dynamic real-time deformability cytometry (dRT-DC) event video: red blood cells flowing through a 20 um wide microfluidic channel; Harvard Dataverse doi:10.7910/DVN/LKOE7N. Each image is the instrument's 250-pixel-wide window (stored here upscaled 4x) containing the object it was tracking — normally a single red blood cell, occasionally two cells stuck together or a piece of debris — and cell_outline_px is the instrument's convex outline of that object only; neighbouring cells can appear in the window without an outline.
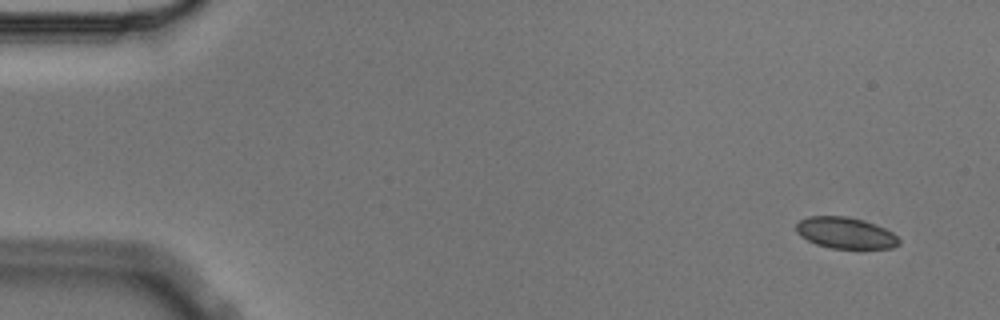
{"species": "Egyptian fruit bat (a non-hibernating species)", "species_latin": "Rousettus aegyptiacus", "temperature_condition": "cold", "stored_images_in_passage": 4, "camera_frame_rate_fps": 3000, "um_per_image_px": 0.085, "animal": {"sex": "male"}, "frame": {"image": 1, "passage_image": 1, "time_ms": 0.0, "image_size_px": [1000, 320], "cell_outline_px": [[900, 244], [892, 248], [828, 248], [816, 244], [800, 236], [796, 232], [796, 224], [800, 220], [808, 216], [844, 216], [864, 220], [884, 228], [892, 232], [900, 240]], "centroid_in_image_um": [71.85, 19.8], "position_along_channel_um": 13.2, "area_um2": 18.73}}
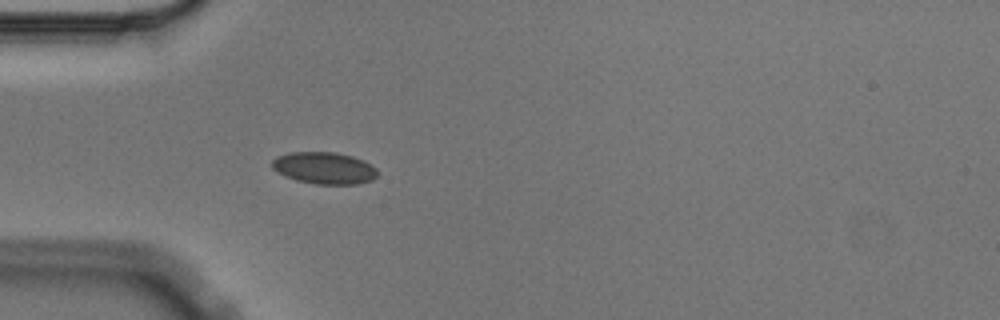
{"frame": {"image": 2, "passage_image": 4, "time_ms": 1.0, "image_size_px": [1000, 320], "cell_outline_px": [[376, 176], [372, 180], [360, 184], [316, 184], [296, 180], [272, 168], [272, 160], [276, 156], [288, 152], [336, 152], [352, 156], [364, 160], [376, 168]], "centroid_in_image_um": [27.57, 14.27], "position_along_channel_um": 57.4, "area_um2": 19.54}}